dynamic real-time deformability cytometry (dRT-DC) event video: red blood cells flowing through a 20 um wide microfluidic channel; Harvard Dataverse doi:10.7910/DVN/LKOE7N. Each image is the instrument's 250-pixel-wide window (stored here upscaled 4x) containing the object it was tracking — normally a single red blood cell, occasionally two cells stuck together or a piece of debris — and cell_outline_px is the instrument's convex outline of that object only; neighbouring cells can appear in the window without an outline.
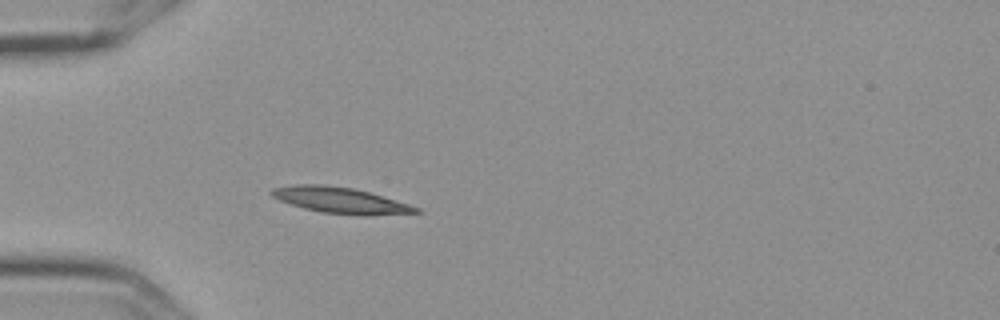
{"species": "Egyptian fruit bat (a non-hibernating species)", "species_latin": "Rousettus aegyptiacus", "temperature_condition": "cold", "stored_images_in_passage": 4, "camera_frame_rate_fps": 3000, "um_per_image_px": 0.085, "frame": {"image": 1, "passage_image": 4, "time_ms": 1.0, "image_size_px": [1000, 320], "cell_outline_px": [[424, 212], [368, 216], [360, 216], [320, 212], [304, 208], [280, 200], [272, 196], [268, 192], [272, 188], [292, 184], [320, 184], [352, 188], [368, 192], [408, 204], [420, 208]], "centroid_in_image_um": [28.93, 17.03], "position_along_channel_um": 56.1, "area_um2": 21.91}}